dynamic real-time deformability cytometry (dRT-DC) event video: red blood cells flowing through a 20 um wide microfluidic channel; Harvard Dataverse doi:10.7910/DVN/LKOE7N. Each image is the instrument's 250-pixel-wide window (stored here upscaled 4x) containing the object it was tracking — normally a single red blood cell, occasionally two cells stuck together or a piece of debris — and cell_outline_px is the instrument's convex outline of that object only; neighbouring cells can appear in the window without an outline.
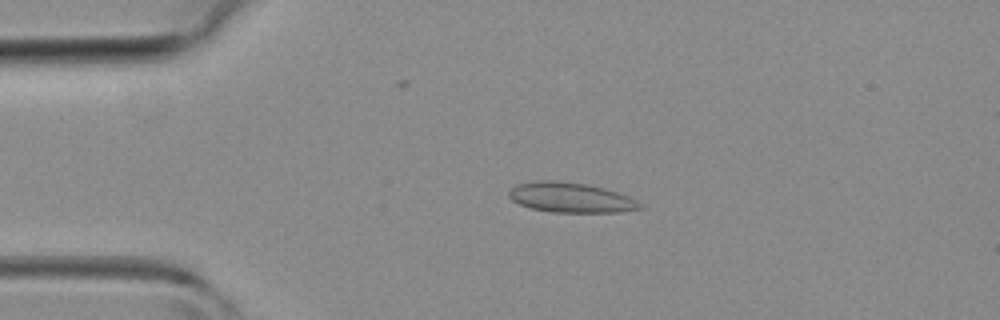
{"species": "common noctule bat (a hibernating species)", "species_latin": "Nyctalus noctula", "temperature_condition": "room temperature", "stored_images_in_passage": 40, "camera_frame_rate_fps": 3000, "um_per_image_px": 0.085, "animal": {"sex": "female", "body_mass_g": 19.3, "forearm_length_mm": 54.1}, "frame": {"image": 1, "passage_image": 8, "time_ms": 2.333, "image_size_px": [1000, 320], "cell_outline_px": [[644, 208], [620, 212], [552, 212], [532, 208], [520, 204], [512, 200], [508, 196], [508, 192], [516, 184], [540, 180], [556, 180], [588, 184], [604, 188], [628, 196], [644, 204]], "centroid_in_image_um": [48.53, 16.79], "position_along_channel_um": 36.5, "area_um2": 22.95}}
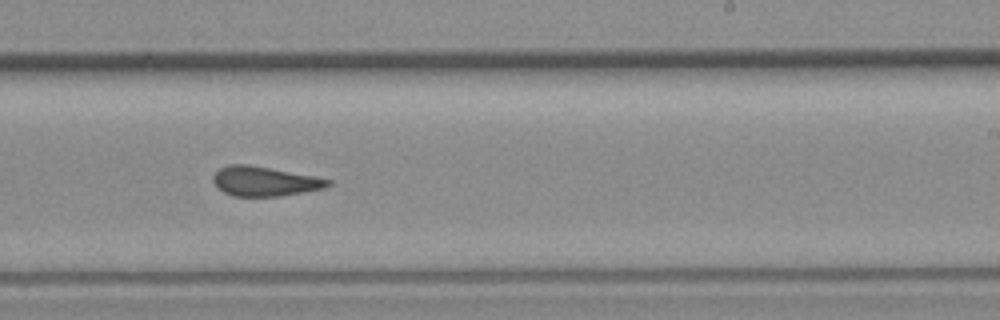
{"frame": {"image": 2, "passage_image": 24, "time_ms": 7.667, "image_size_px": [1000, 320], "cell_outline_px": [[332, 184], [324, 188], [280, 196], [232, 196], [224, 192], [212, 180], [212, 176], [220, 168], [228, 164], [248, 164], [316, 176], [332, 180]], "centroid_in_image_um": [22.51, 15.4], "position_along_channel_um": 266.5, "area_um2": 19.77}}
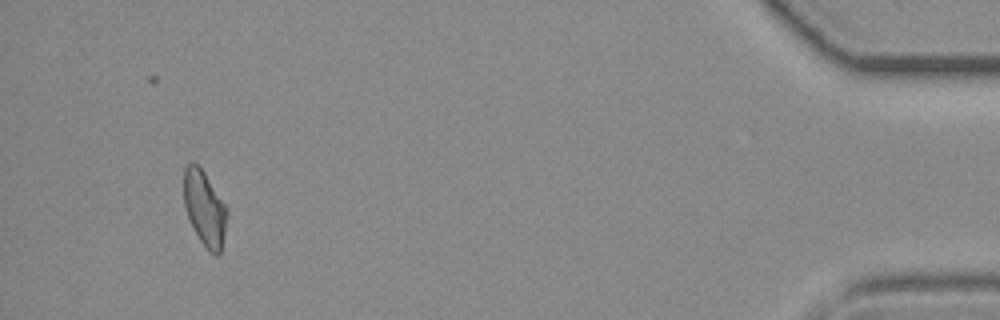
{"frame": {"image": 3, "passage_image": 38, "time_ms": 12.333, "image_size_px": [1000, 320], "cell_outline_px": [[228, 216], [220, 252], [216, 256], [208, 252], [200, 240], [188, 216], [184, 204], [184, 168], [188, 164], [196, 164], [204, 172], [228, 208]], "centroid_in_image_um": [17.41, 17.73], "position_along_channel_um": 417.8, "area_um2": 18.67}}